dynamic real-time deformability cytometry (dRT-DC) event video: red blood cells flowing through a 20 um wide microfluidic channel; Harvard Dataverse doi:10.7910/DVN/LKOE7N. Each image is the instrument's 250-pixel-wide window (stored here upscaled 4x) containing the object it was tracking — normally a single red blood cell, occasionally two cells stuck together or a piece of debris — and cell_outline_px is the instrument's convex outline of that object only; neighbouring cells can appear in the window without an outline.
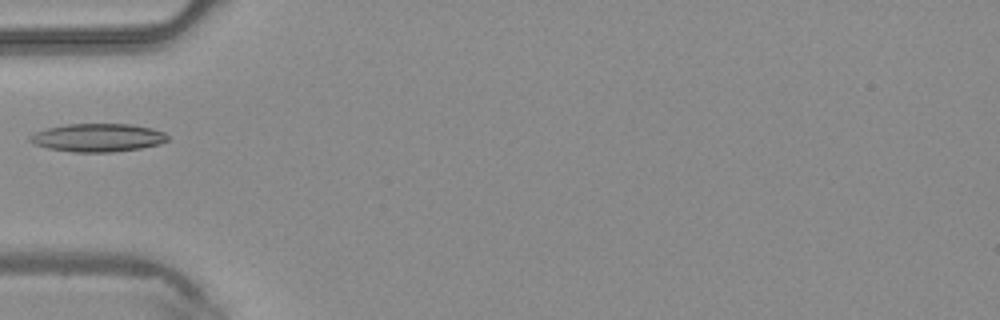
{"species": "common noctule bat (a hibernating species)", "species_latin": "Nyctalus noctula", "temperature_condition": "warm", "stored_images_in_passage": 5, "camera_frame_rate_fps": 3000, "um_per_image_px": 0.085, "animal": {"sex": "male", "body_mass_g": 20.4}, "frame": {"image": 1, "passage_image": 5, "time_ms": 1.333, "image_size_px": [1000, 320], "cell_outline_px": [[168, 140], [160, 144], [140, 148], [112, 152], [72, 152], [48, 148], [36, 144], [28, 140], [28, 136], [36, 132], [48, 128], [68, 124], [128, 124], [152, 128], [164, 132], [168, 136]], "centroid_in_image_um": [8.32, 11.7], "position_along_channel_um": 76.7, "area_um2": 22.48}}